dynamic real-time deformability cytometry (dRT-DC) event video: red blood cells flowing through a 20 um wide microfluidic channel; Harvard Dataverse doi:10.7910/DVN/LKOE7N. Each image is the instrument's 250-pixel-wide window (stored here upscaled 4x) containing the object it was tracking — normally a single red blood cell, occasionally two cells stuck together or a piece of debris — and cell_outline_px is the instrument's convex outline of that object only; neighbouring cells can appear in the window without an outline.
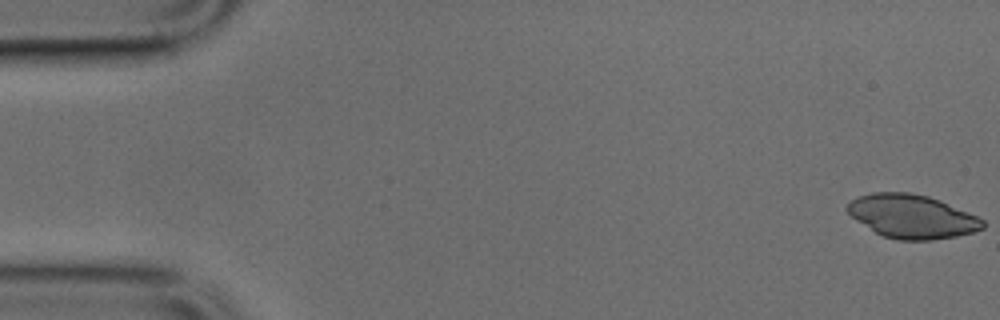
{"species": "common noctule bat (a hibernating species)", "species_latin": "Nyctalus noctula", "temperature_condition": "cold", "stored_images_in_passage": 49, "camera_frame_rate_fps": 3000, "um_per_image_px": 0.085, "animal": {"sex": "male", "body_mass_g": 17.9, "forearm_length_mm": 54.2}, "frame": {"image": 1, "passage_image": 1, "time_ms": 0.0, "image_size_px": [1000, 320], "cell_outline_px": [[984, 228], [972, 232], [956, 236], [932, 240], [896, 240], [884, 236], [876, 232], [856, 220], [844, 208], [852, 200], [860, 196], [872, 192], [908, 192], [928, 196], [940, 200], [976, 216], [984, 220]], "centroid_in_image_um": [77.51, 18.39], "position_along_channel_um": 7.5, "area_um2": 34.16}}